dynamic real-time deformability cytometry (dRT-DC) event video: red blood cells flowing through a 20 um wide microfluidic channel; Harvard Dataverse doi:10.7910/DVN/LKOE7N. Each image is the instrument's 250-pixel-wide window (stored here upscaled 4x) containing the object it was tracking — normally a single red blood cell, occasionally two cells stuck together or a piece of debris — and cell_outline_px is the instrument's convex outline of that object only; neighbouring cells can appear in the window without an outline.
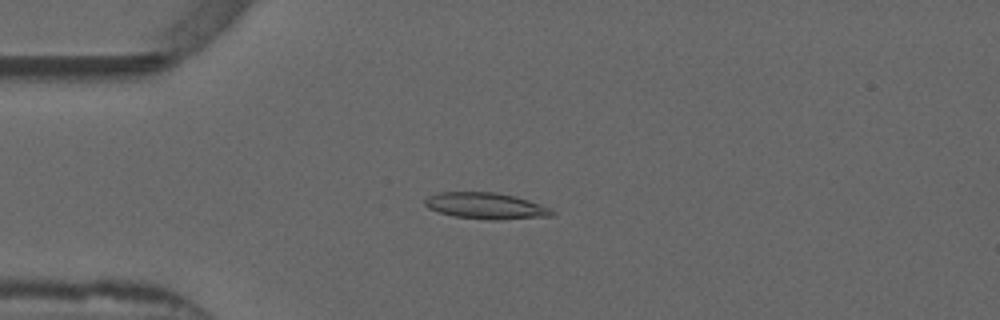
{"species": "common noctule bat (a hibernating species)", "species_latin": "Nyctalus noctula", "temperature_condition": "warm", "stored_images_in_passage": 41, "camera_frame_rate_fps": 3000, "um_per_image_px": 0.085, "animal": {"sex": "male", "forearm_length_mm": 52.5}, "frame": {"image": 1, "passage_image": 2, "time_ms": 0.333, "image_size_px": [1000, 320], "cell_outline_px": [[556, 212], [552, 216], [500, 220], [488, 220], [452, 216], [428, 208], [424, 204], [424, 200], [428, 196], [436, 192], [496, 192], [516, 196], [552, 208]], "centroid_in_image_um": [41.32, 17.5], "position_along_channel_um": 43.7, "area_um2": 19.77}}
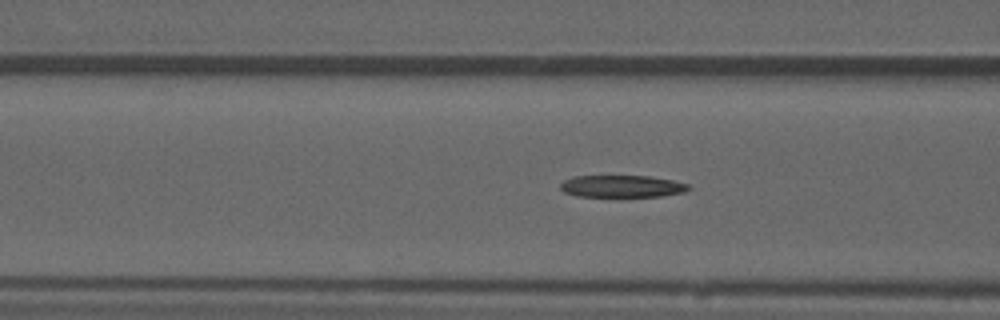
{"frame": {"image": 2, "passage_image": 9, "time_ms": 2.667, "image_size_px": [1000, 320], "cell_outline_px": [[692, 188], [684, 192], [664, 196], [576, 196], [564, 192], [560, 188], [560, 184], [564, 180], [572, 176], [652, 176], [672, 180], [688, 184]], "centroid_in_image_um": [52.87, 15.83], "position_along_channel_um": 113.7, "area_um2": 16.53}}
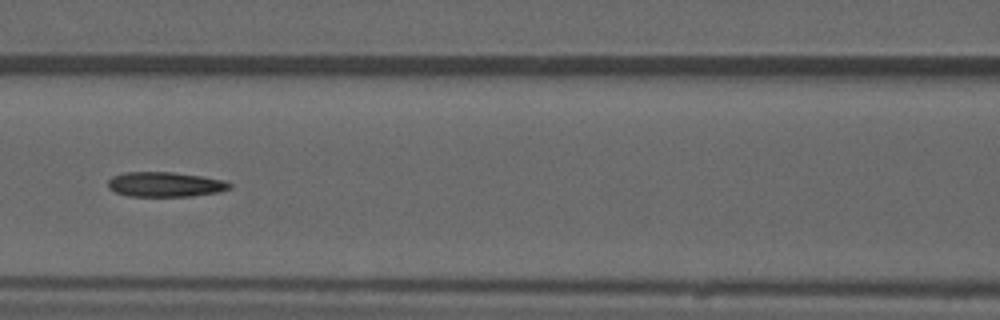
{"frame": {"image": 3, "passage_image": 12, "time_ms": 3.667, "image_size_px": [1000, 320], "cell_outline_px": [[232, 188], [220, 192], [192, 196], [128, 196], [116, 192], [108, 188], [108, 180], [112, 176], [124, 172], [172, 172], [200, 176], [224, 180], [232, 184]], "centroid_in_image_um": [14.04, 15.67], "position_along_channel_um": 152.6, "area_um2": 17.69}, "authors_computed_cell_mechanics": {"area_um2": 17.6868, "velocity_mm_per_s": 3.867, "shape_relaxation_time_tau1_ms": null, "shape_relaxation_time_tau2_ms": 5.7303, "deformation_change_tau1": null, "deformation_change_tau2": 0.1513}}